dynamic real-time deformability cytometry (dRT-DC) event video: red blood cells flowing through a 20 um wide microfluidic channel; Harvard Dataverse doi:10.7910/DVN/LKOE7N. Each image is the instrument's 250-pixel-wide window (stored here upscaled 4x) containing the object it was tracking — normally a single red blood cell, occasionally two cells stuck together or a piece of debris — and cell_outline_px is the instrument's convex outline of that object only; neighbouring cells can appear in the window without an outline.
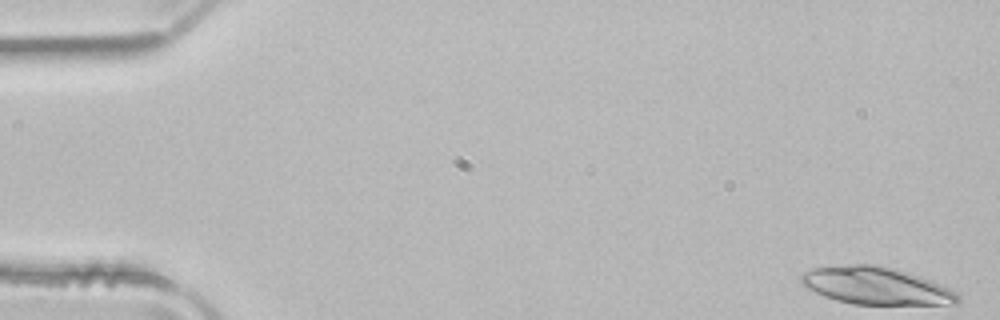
{"species": "common noctule bat (a hibernating species)", "species_latin": "Nyctalus noctula", "temperature_condition": "room temperature", "stored_images_in_passage": 50, "camera_frame_rate_fps": 3000, "um_per_image_px": 0.085, "animal": {"sex": "male", "body_mass_g": 21.5, "forearm_length_mm": 52.0}, "frame": {"image": 1, "passage_image": 1, "time_ms": 0.0, "image_size_px": [1000, 320], "cell_outline_px": [[960, 304], [852, 304], [836, 300], [824, 296], [808, 288], [800, 280], [800, 272], [812, 268], [852, 264], [872, 264], [896, 268], [920, 276], [940, 284], [956, 292], [960, 296]], "centroid_in_image_um": [74.46, 24.28], "position_along_channel_um": 10.5, "area_um2": 34.16}}